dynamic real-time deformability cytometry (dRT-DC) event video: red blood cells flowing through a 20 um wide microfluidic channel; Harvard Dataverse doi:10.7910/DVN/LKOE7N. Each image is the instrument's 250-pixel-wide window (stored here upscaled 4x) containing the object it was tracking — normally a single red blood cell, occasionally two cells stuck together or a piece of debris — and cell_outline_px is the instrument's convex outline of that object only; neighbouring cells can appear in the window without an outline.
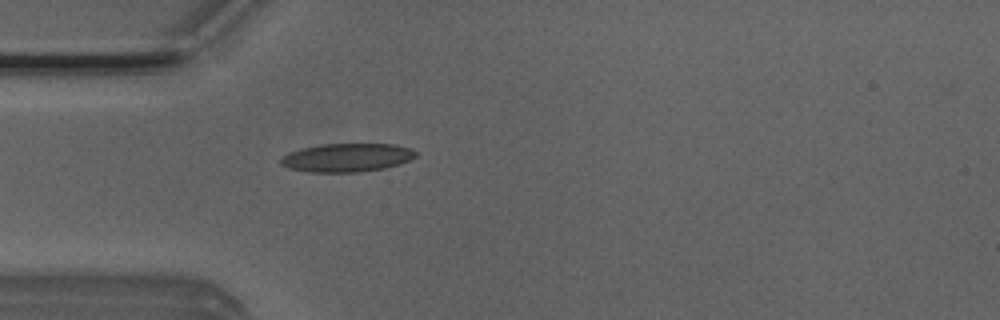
{"species": "Egyptian fruit bat (a non-hibernating species)", "species_latin": "Rousettus aegyptiacus", "temperature_condition": "room temperature", "stored_images_in_passage": 39, "camera_frame_rate_fps": 3000, "um_per_image_px": 0.085, "animal": {"sex": "male"}, "frame": {"image": 1, "passage_image": 2, "time_ms": 0.333, "image_size_px": [1000, 320], "cell_outline_px": [[416, 156], [408, 160], [384, 168], [356, 172], [308, 172], [288, 168], [280, 164], [280, 160], [288, 152], [320, 144], [396, 144], [412, 148], [416, 152]], "centroid_in_image_um": [29.47, 13.39], "position_along_channel_um": 55.5, "area_um2": 22.25}}
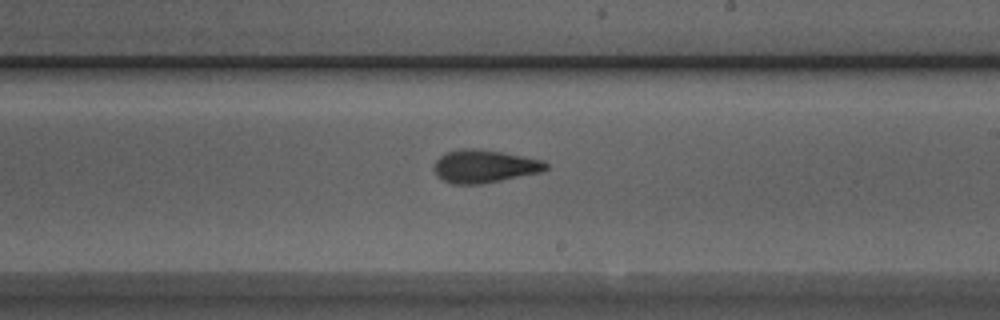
{"frame": {"image": 2, "passage_image": 17, "time_ms": 5.333, "image_size_px": [1000, 320], "cell_outline_px": [[548, 168], [544, 172], [480, 184], [452, 184], [436, 176], [432, 168], [436, 160], [444, 152], [460, 148], [476, 148], [504, 152], [544, 160], [548, 164]], "centroid_in_image_um": [41.17, 14.12], "position_along_channel_um": 247.8, "area_um2": 21.91}}
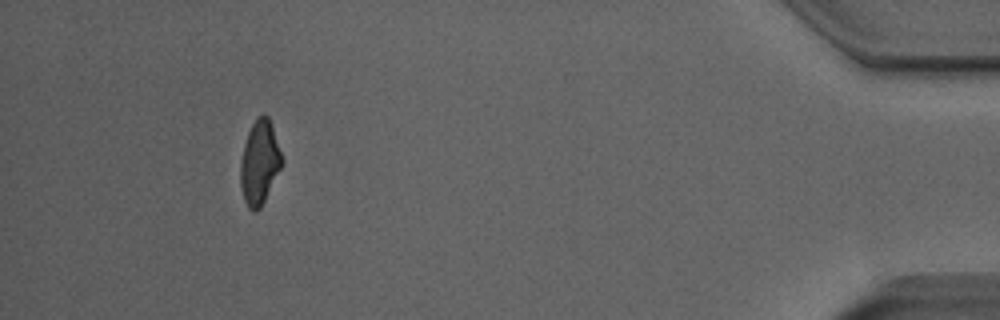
{"frame": {"image": 3, "passage_image": 35, "time_ms": 11.333, "image_size_px": [1000, 320], "cell_outline_px": [[284, 160], [260, 208], [256, 212], [252, 212], [248, 208], [244, 200], [240, 184], [240, 160], [244, 144], [248, 132], [256, 116], [264, 112], [268, 116], [272, 124]], "centroid_in_image_um": [22.05, 13.77], "position_along_channel_um": 413.1, "area_um2": 20.4}, "authors_computed_cell_mechanics": {"area_um2": 20.9814, "velocity_mm_per_s": 3.9287, "shape_relaxation_time_tau1_ms": 4.179, "shape_relaxation_time_tau2_ms": 1.8787, "deformation_change_tau1": 0.1551, "deformation_change_tau2": 0.098}}